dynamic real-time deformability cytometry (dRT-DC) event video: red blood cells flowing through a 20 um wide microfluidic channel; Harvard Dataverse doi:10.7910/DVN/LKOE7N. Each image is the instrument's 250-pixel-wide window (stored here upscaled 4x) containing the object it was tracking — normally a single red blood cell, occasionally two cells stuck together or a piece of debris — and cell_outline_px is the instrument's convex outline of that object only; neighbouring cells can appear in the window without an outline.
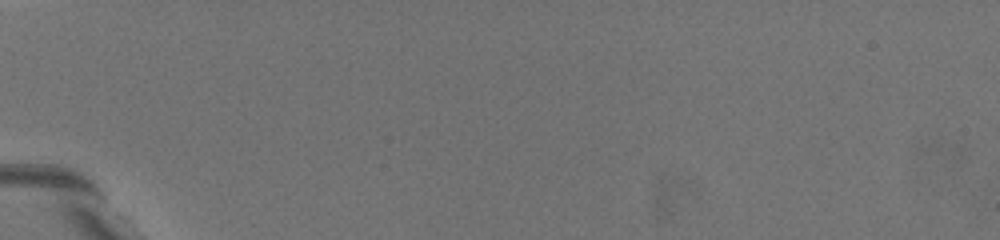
{"species": "common noctule bat (a hibernating species)", "species_latin": "Nyctalus noctula", "temperature_condition": "warm", "stored_images_in_passage": 2, "camera_frame_rate_fps": 3000, "um_per_image_px": 0.085, "animal": {"sex": "female", "body_mass_g": 19.5, "forearm_length_mm": 54.1}, "frame": {"image": 1, "passage_image": 1, "time_ms": 0.0, "image_size_px": [1000, 240], "cell_outline_px": [[184, 204], [172, 208], [164, 208], [120, 168], [116, 164], [108, 148], [112, 144], [128, 144], [148, 164]], "centroid_in_image_um": [12.22, 14.9], "position_along_channel_um": 72.8, "area_um2": 12.48}}